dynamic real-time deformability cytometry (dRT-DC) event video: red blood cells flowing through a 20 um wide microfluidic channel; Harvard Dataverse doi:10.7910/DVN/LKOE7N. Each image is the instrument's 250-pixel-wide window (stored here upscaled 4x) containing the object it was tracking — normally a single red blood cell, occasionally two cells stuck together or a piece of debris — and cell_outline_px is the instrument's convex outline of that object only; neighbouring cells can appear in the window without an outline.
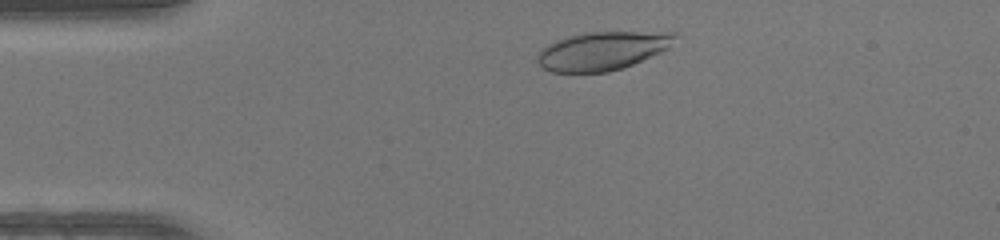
{"species": "human", "species_latin": "Homo sapiens", "temperature_condition": "warm", "stored_images_in_passage": 35, "camera_frame_rate_fps": 3000, "um_per_image_px": 0.085, "donor": {"sex": "female"}, "frame": {"image": 1, "passage_image": 4, "time_ms": 1.0, "image_size_px": [1000, 240], "cell_outline_px": [[680, 36], [668, 48], [660, 52], [624, 68], [608, 72], [552, 72], [544, 68], [536, 60], [536, 56], [548, 44], [556, 40], [568, 36], [584, 32], [676, 32]], "centroid_in_image_um": [51.24, 4.31], "position_along_channel_um": 33.8, "area_um2": 30.87}}
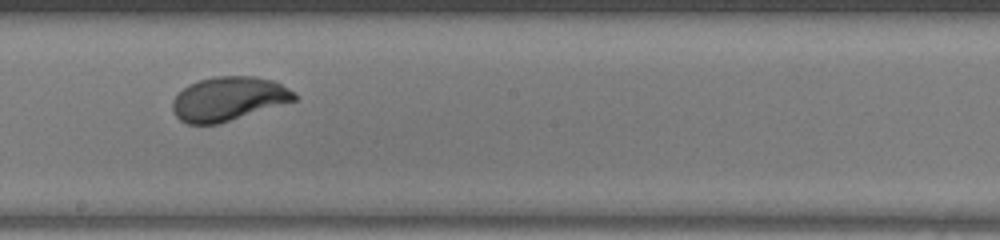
{"frame": {"image": 2, "passage_image": 21, "time_ms": 6.667, "image_size_px": [1000, 240], "cell_outline_px": [[296, 100], [220, 124], [188, 124], [180, 120], [172, 112], [172, 100], [188, 84], [200, 80], [216, 76], [252, 76], [276, 80], [296, 92]], "centroid_in_image_um": [19.44, 8.4], "position_along_channel_um": 228.8, "area_um2": 31.44}}
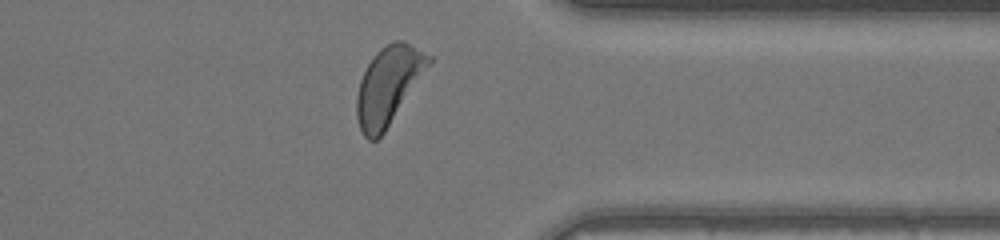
{"frame": {"image": 3, "passage_image": 32, "time_ms": 10.333, "image_size_px": [1000, 240], "cell_outline_px": [[432, 60], [384, 132], [376, 140], [368, 140], [364, 136], [360, 128], [356, 116], [356, 96], [360, 80], [372, 56], [380, 48], [396, 40], [404, 40], [432, 56]], "centroid_in_image_um": [32.98, 7.25], "position_along_channel_um": 378.4, "area_um2": 32.02}, "authors_computed_cell_mechanics": {"area_um2": 31.5588, "velocity_mm_per_s": 4.2753, "shape_relaxation_time_tau1_ms": 2.018, "shape_relaxation_time_tau2_ms": null, "deformation_change_tau1": 0.1364, "deformation_change_tau2": null}}